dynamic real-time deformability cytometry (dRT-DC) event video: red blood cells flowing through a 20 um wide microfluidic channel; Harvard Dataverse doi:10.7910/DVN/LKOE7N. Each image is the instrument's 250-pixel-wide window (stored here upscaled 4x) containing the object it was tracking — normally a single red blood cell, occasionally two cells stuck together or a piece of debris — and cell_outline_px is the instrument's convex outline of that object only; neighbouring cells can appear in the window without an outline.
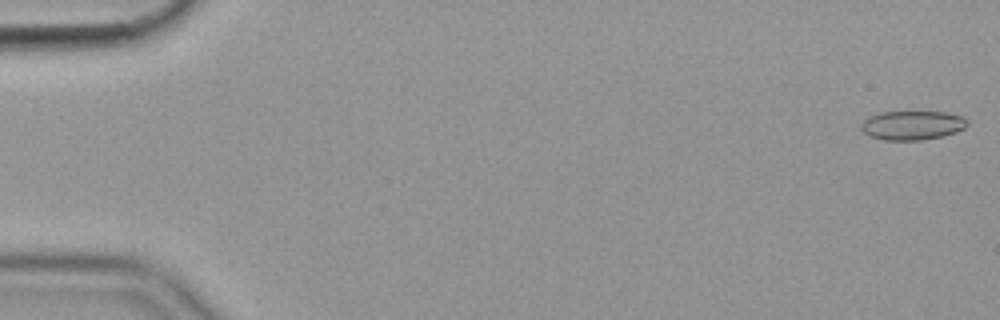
{"species": "common noctule bat (a hibernating species)", "species_latin": "Nyctalus noctula", "temperature_condition": "cold", "stored_images_in_passage": 50, "camera_frame_rate_fps": 3000, "um_per_image_px": 0.085, "animal": {"sex": "female", "body_mass_g": 19.9}, "frame": {"image": 1, "passage_image": 1, "time_ms": 0.0, "image_size_px": [1000, 320], "cell_outline_px": [[968, 124], [964, 128], [956, 132], [944, 136], [924, 140], [884, 140], [868, 136], [860, 128], [860, 124], [868, 116], [880, 112], [948, 112], [964, 116], [968, 120]], "centroid_in_image_um": [77.55, 10.65], "position_along_channel_um": 7.4, "area_um2": 18.32}}
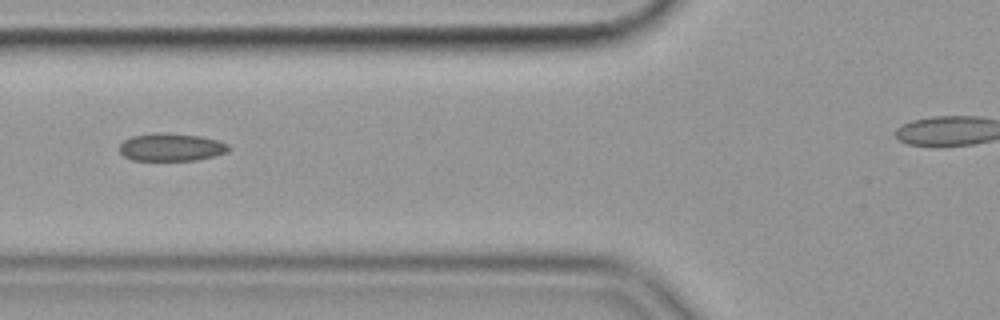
{"frame": {"image": 2, "passage_image": 22, "time_ms": 7.0, "image_size_px": [1000, 320], "cell_outline_px": [[232, 148], [228, 152], [196, 160], [132, 160], [124, 156], [120, 152], [120, 144], [124, 140], [132, 136], [160, 132], [200, 136], [220, 140], [228, 144]], "centroid_in_image_um": [14.58, 12.51], "position_along_channel_um": 111.2, "area_um2": 17.69}}
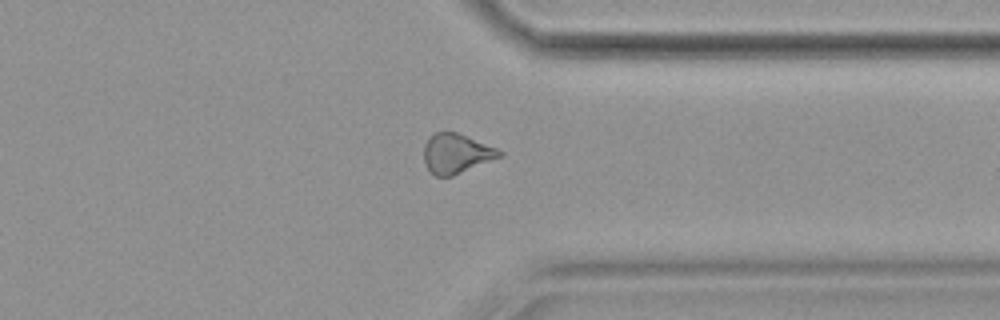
{"frame": {"image": 3, "passage_image": 44, "time_ms": 14.333, "image_size_px": [1000, 320], "cell_outline_px": [[504, 152], [500, 156], [452, 176], [436, 176], [428, 168], [424, 160], [424, 144], [428, 136], [436, 132], [456, 132], [496, 148]], "centroid_in_image_um": [38.74, 13.03], "position_along_channel_um": 372.7, "area_um2": 17.05}}